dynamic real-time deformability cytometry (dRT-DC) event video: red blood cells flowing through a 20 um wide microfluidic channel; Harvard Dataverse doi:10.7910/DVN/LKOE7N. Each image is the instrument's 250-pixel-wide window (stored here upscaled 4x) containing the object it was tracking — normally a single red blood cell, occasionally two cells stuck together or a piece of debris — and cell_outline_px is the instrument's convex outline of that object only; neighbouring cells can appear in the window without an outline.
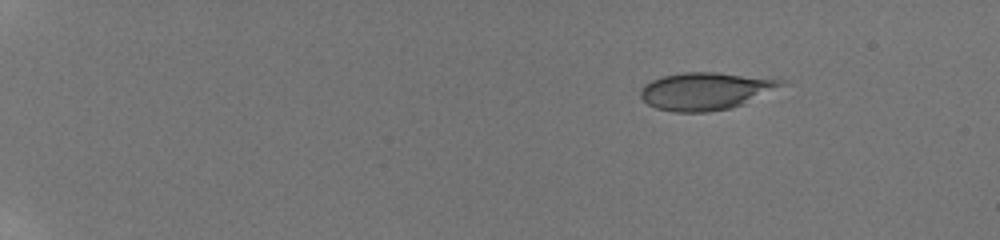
{"species": "human", "species_latin": "Homo sapiens", "temperature_condition": "room temperature", "stored_images_in_passage": 16, "camera_frame_rate_fps": 3000, "um_per_image_px": 0.085, "donor": {"sex": "male"}, "frame": {"image": 1, "passage_image": 1, "time_ms": 0.0, "image_size_px": [1000, 240], "cell_outline_px": [[788, 84], [744, 104], [732, 108], [708, 112], [676, 112], [656, 108], [648, 104], [640, 96], [640, 88], [644, 84], [660, 76], [684, 72], [716, 72], [788, 80]], "centroid_in_image_um": [60.0, 7.73], "position_along_channel_um": 25.0, "area_um2": 31.1}}
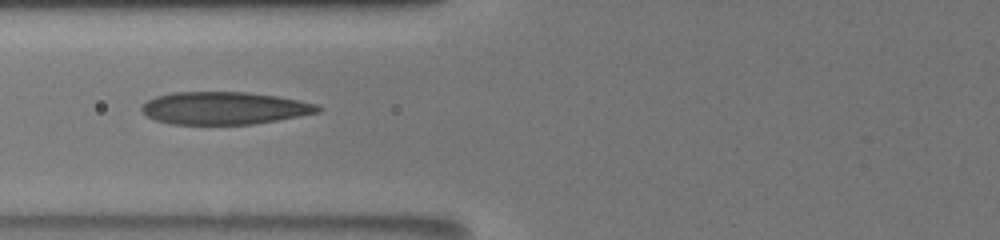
{"frame": {"image": 2, "passage_image": 12, "time_ms": 6.0, "image_size_px": [1000, 240], "cell_outline_px": [[324, 108], [320, 112], [276, 120], [252, 124], [172, 124], [156, 120], [148, 116], [140, 108], [148, 100], [156, 96], [172, 92], [244, 92], [276, 96], [300, 100], [316, 104]], "centroid_in_image_um": [19.08, 9.18], "position_along_channel_um": 106.7, "area_um2": 33.23}}
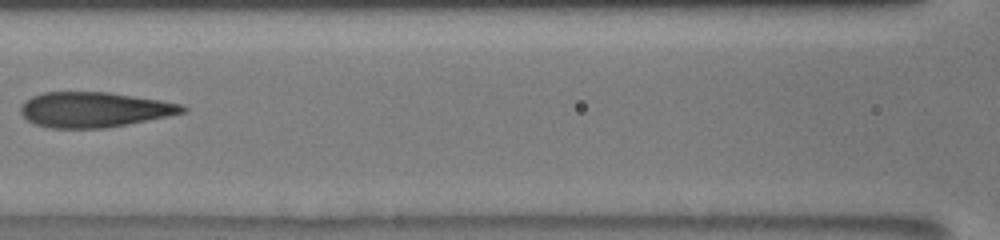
{"frame": {"image": 3, "passage_image": 15, "time_ms": 7.333, "image_size_px": [1000, 240], "cell_outline_px": [[188, 112], [128, 124], [104, 128], [48, 128], [36, 124], [28, 120], [20, 112], [20, 104], [24, 100], [32, 96], [44, 92], [108, 92], [160, 100], [180, 104], [188, 108]], "centroid_in_image_um": [7.99, 9.32], "position_along_channel_um": 158.6, "area_um2": 33.23}}